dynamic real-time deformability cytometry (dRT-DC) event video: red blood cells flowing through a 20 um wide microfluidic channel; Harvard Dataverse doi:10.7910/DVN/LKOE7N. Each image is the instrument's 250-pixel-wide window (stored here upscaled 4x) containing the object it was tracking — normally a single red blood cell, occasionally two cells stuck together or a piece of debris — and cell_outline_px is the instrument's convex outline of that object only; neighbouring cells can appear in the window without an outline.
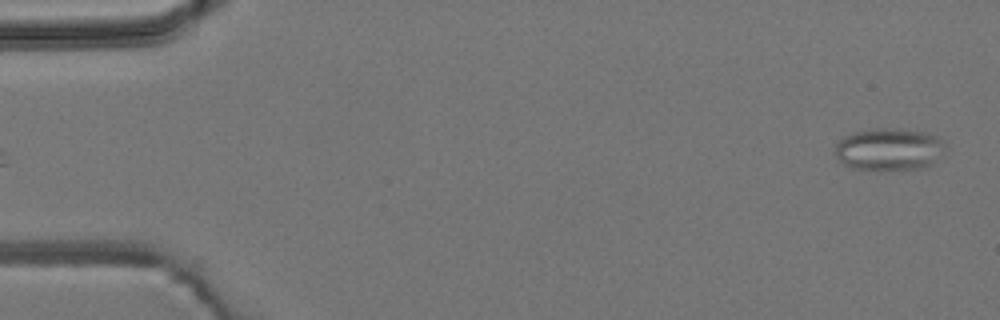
{"species": "common noctule bat (a hibernating species)", "species_latin": "Nyctalus noctula", "temperature_condition": "room temperature", "stored_images_in_passage": 5, "camera_frame_rate_fps": 3000, "um_per_image_px": 0.085, "animal": {"sex": "male", "body_mass_g": 19.2, "forearm_length_mm": 51.8}, "frame": {"image": 1, "passage_image": 5, "time_ms": 4.667, "image_size_px": [1000, 320], "cell_outline_px": [[948, 148], [940, 156], [924, 168], [880, 172], [852, 168], [844, 164], [836, 156], [836, 144], [844, 136], [852, 132], [872, 128], [900, 128], [928, 132], [936, 136], [948, 144]], "centroid_in_image_um": [75.6, 12.7], "position_along_channel_um": 9.4, "area_um2": 28.09}}